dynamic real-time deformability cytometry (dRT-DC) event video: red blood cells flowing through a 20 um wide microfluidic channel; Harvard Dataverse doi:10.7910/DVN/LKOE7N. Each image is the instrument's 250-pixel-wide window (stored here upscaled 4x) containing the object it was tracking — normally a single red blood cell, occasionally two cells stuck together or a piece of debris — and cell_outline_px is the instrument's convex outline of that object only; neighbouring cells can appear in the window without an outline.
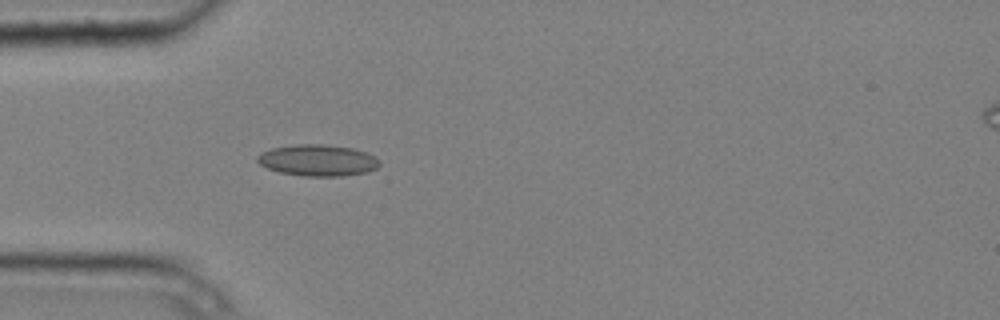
{"species": "common noctule bat (a hibernating species)", "species_latin": "Nyctalus noctula", "temperature_condition": "cold", "stored_images_in_passage": 5, "camera_frame_rate_fps": 3000, "um_per_image_px": 0.085, "animal": {"sex": "male", "body_mass_g": 20.4}, "frame": {"image": 1, "passage_image": 5, "time_ms": 1.333, "image_size_px": [1000, 320], "cell_outline_px": [[380, 164], [376, 168], [368, 172], [344, 176], [304, 176], [280, 172], [268, 168], [260, 164], [256, 160], [256, 156], [260, 152], [272, 148], [296, 144], [324, 144], [352, 148], [376, 156], [380, 160]], "centroid_in_image_um": [27.01, 13.62], "position_along_channel_um": 58.0, "area_um2": 22.48}}